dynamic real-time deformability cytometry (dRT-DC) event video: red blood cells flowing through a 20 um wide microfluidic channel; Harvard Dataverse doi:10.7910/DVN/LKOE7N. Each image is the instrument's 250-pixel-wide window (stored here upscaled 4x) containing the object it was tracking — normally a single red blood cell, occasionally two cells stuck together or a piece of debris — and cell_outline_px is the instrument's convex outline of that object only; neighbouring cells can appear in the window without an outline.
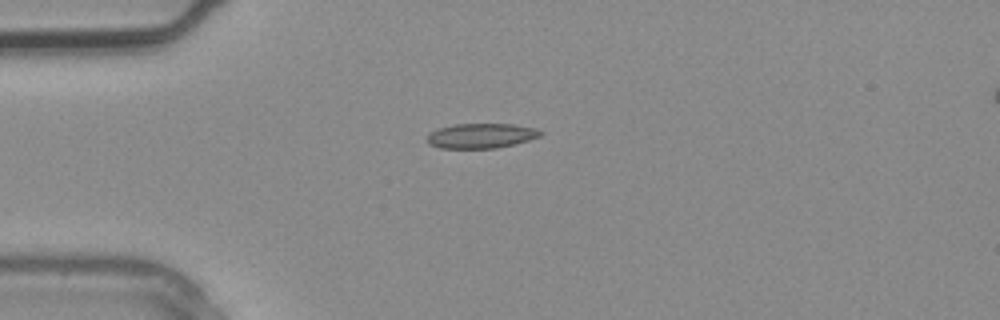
{"species": "common noctule bat (a hibernating species)", "species_latin": "Nyctalus noctula", "temperature_condition": "warm", "stored_images_in_passage": 3, "camera_frame_rate_fps": 3000, "um_per_image_px": 0.085, "animal": {"sex": "male", "body_mass_g": 20.4}, "frame": {"image": 1, "passage_image": 3, "time_ms": 0.667, "image_size_px": [1000, 320], "cell_outline_px": [[544, 132], [540, 136], [516, 144], [496, 148], [440, 148], [428, 144], [428, 132], [436, 128], [452, 124], [512, 124], [536, 128]], "centroid_in_image_um": [40.87, 11.53], "position_along_channel_um": 44.1, "area_um2": 16.59}}